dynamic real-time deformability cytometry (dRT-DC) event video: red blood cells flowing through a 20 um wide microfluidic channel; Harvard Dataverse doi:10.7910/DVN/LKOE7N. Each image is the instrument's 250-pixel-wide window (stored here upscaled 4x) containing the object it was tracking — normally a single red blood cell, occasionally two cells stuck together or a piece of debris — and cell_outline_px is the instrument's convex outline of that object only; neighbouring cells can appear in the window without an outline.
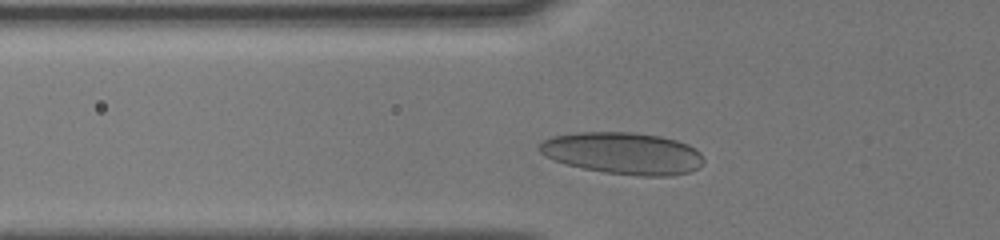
{"species": "human", "species_latin": "Homo sapiens", "temperature_condition": "cold", "stored_images_in_passage": 22, "camera_frame_rate_fps": 3000, "um_per_image_px": 0.085, "donor": {"sex": "male"}, "frame": {"image": 1, "passage_image": 7, "time_ms": 2.0, "image_size_px": [1000, 240], "cell_outline_px": [[704, 164], [688, 172], [668, 176], [640, 176], [604, 172], [584, 168], [568, 164], [544, 156], [540, 152], [540, 144], [544, 140], [552, 136], [580, 132], [632, 132], [660, 136], [676, 140], [688, 144], [696, 148], [700, 152], [704, 160]], "centroid_in_image_um": [52.99, 13.02], "position_along_channel_um": 72.8, "area_um2": 39.94}}
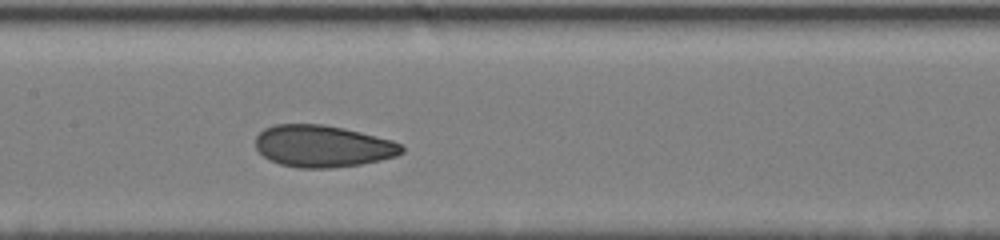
{"frame": {"image": 2, "passage_image": 16, "time_ms": 4.667, "image_size_px": [1000, 240], "cell_outline_px": [[404, 152], [396, 156], [380, 160], [360, 164], [332, 168], [300, 168], [280, 164], [268, 160], [256, 148], [256, 136], [264, 128], [276, 124], [324, 124], [344, 128], [392, 140], [400, 144], [404, 148]], "centroid_in_image_um": [27.42, 12.42], "position_along_channel_um": 180.0, "area_um2": 35.72}}
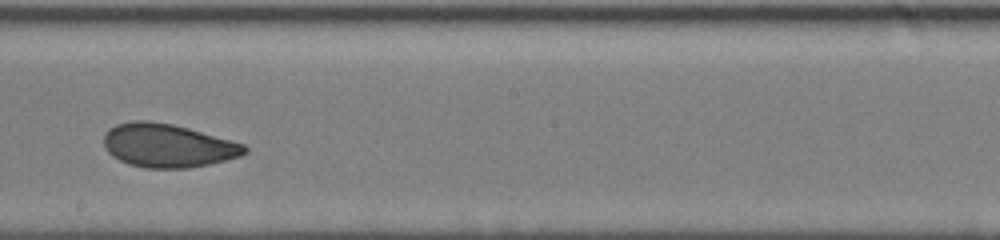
{"frame": {"image": 3, "passage_image": 20, "time_ms": 6.0, "image_size_px": [1000, 240], "cell_outline_px": [[248, 152], [240, 156], [208, 164], [188, 168], [144, 168], [128, 164], [112, 156], [104, 148], [104, 132], [108, 128], [116, 124], [132, 120], [148, 120], [172, 124], [188, 128], [244, 144], [248, 148]], "centroid_in_image_um": [14.21, 12.37], "position_along_channel_um": 234.0, "area_um2": 35.78}}